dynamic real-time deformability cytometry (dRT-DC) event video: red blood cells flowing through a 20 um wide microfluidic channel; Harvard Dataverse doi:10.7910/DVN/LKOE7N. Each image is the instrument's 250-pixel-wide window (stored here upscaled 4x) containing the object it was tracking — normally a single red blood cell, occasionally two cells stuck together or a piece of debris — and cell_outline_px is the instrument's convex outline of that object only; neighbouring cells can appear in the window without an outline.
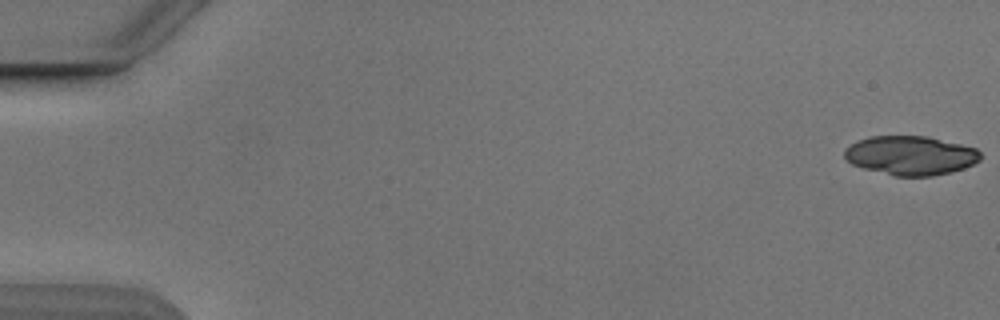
{"species": "Egyptian fruit bat (a non-hibernating species)", "species_latin": "Rousettus aegyptiacus", "temperature_condition": "cold", "stored_images_in_passage": 12, "camera_frame_rate_fps": 3000, "um_per_image_px": 0.085, "animal": {"sex": "male"}, "frame": {"image": 1, "passage_image": 1, "time_ms": 0.0, "image_size_px": [1000, 320], "cell_outline_px": [[980, 160], [964, 168], [932, 176], [896, 176], [864, 168], [852, 164], [844, 156], [844, 148], [868, 136], [928, 136], [976, 148], [980, 152]], "centroid_in_image_um": [77.39, 13.21], "position_along_channel_um": 7.6, "area_um2": 30.75}}